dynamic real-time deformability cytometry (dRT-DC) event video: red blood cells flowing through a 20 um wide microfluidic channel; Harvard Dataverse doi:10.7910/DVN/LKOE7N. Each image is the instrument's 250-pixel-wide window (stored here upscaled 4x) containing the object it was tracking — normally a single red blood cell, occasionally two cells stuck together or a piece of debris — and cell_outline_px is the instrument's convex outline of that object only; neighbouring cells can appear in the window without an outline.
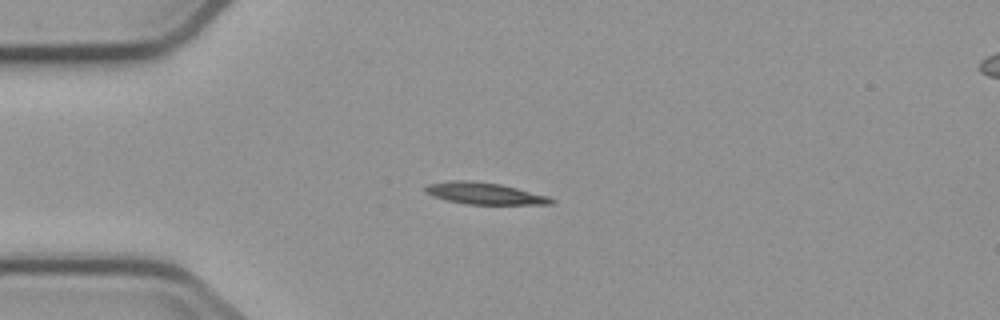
{"species": "common noctule bat (a hibernating species)", "species_latin": "Nyctalus noctula", "temperature_condition": "cold", "stored_images_in_passage": 5, "camera_frame_rate_fps": 3000, "um_per_image_px": 0.085, "animal": {"sex": "male", "body_mass_g": 23.1, "forearm_length_mm": 52.7}, "frame": {"image": 1, "passage_image": 3, "time_ms": 2.333, "image_size_px": [1000, 320], "cell_outline_px": [[556, 200], [552, 204], [468, 204], [448, 200], [424, 192], [424, 188], [428, 184], [448, 180], [468, 180], [500, 184], [548, 196]], "centroid_in_image_um": [41.18, 16.43], "position_along_channel_um": 43.8, "area_um2": 15.72}}
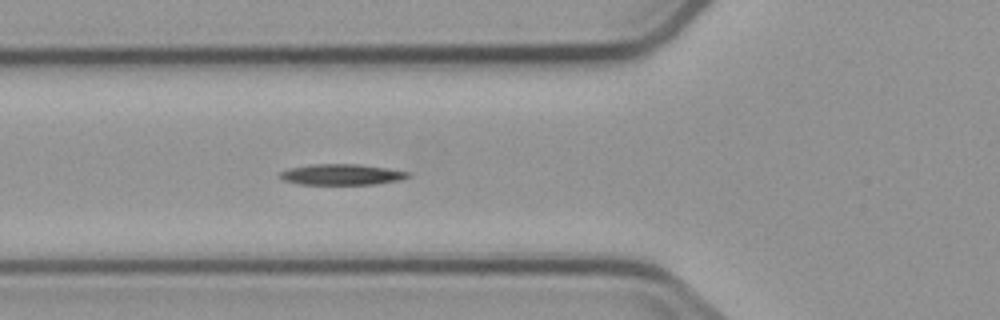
{"frame": {"image": 2, "passage_image": 5, "time_ms": 4.333, "image_size_px": [1000, 320], "cell_outline_px": [[412, 176], [400, 180], [376, 184], [300, 184], [284, 180], [280, 176], [280, 172], [288, 168], [312, 164], [356, 164], [412, 172]], "centroid_in_image_um": [29.08, 14.83], "position_along_channel_um": 96.7, "area_um2": 15.49}}